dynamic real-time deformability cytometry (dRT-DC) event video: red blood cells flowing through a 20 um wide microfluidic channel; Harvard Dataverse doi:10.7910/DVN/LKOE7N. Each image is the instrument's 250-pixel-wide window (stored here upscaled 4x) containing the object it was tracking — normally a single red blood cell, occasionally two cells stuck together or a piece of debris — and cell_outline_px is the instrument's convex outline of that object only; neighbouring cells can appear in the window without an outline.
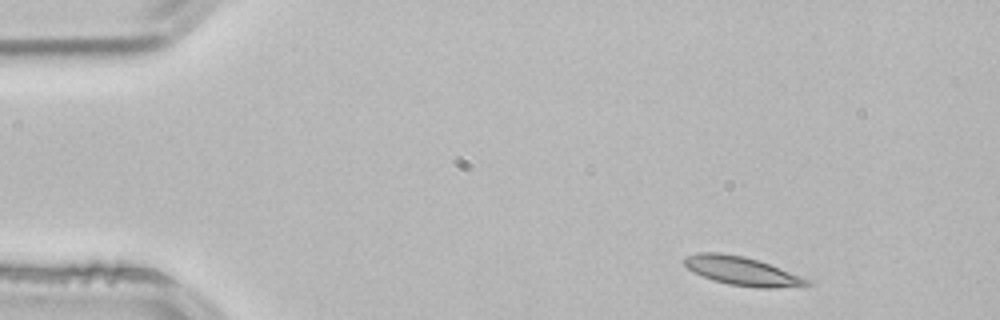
{"species": "common noctule bat (a hibernating species)", "species_latin": "Nyctalus noctula", "temperature_condition": "room temperature", "stored_images_in_passage": 3, "camera_frame_rate_fps": 3000, "um_per_image_px": 0.085, "animal": {"sex": "male", "body_mass_g": 21.5, "forearm_length_mm": 52.0}, "frame": {"image": 1, "passage_image": 1, "time_ms": 0.0, "image_size_px": [1000, 320], "cell_outline_px": [[812, 284], [804, 288], [756, 288], [728, 284], [712, 280], [688, 268], [684, 264], [684, 256], [696, 252], [720, 252], [744, 256], [760, 260], [812, 280]], "centroid_in_image_um": [63.17, 23.05], "position_along_channel_um": 21.8, "area_um2": 21.04}}
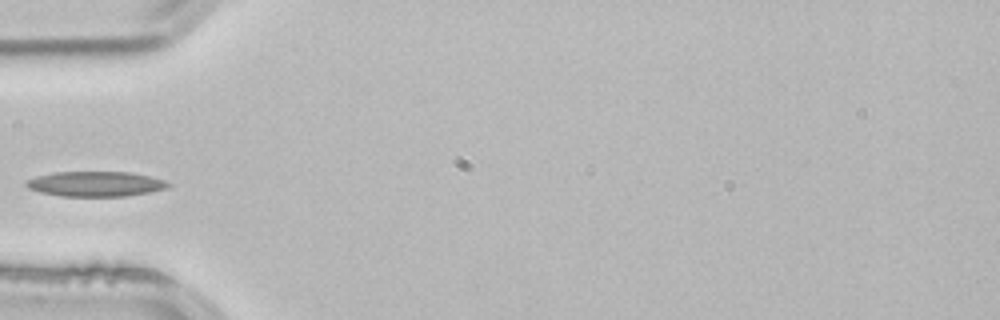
{"frame": {"image": 2, "passage_image": 3, "time_ms": 0.667, "image_size_px": [1000, 320], "cell_outline_px": [[172, 184], [164, 188], [148, 192], [124, 196], [60, 196], [40, 192], [28, 188], [24, 184], [28, 180], [36, 176], [56, 172], [128, 172], [148, 176], [164, 180]], "centroid_in_image_um": [8.08, 15.63], "position_along_channel_um": 76.9, "area_um2": 20.46}}